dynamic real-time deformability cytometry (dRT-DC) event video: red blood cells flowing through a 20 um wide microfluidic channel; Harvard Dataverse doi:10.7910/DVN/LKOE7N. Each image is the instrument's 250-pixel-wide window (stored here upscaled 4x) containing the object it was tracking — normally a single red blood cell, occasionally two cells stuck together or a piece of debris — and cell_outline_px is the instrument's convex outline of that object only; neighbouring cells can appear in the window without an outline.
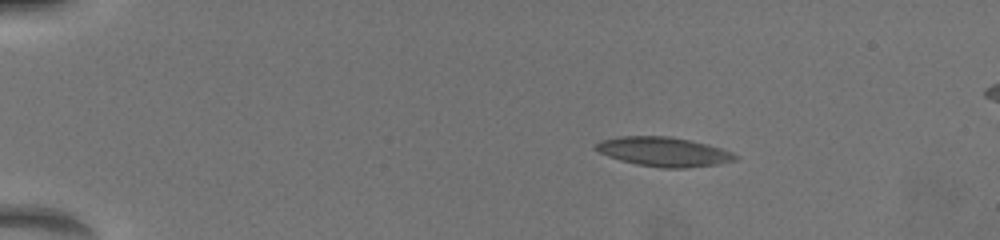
{"species": "common noctule bat (a hibernating species)", "species_latin": "Nyctalus noctula", "temperature_condition": "warm", "stored_images_in_passage": 40, "camera_frame_rate_fps": 3000, "um_per_image_px": 0.085, "animal": {"sex": "female", "body_mass_g": 19.5, "forearm_length_mm": 54.1}, "frame": {"image": 1, "passage_image": 1, "time_ms": 0.0, "image_size_px": [1000, 240], "cell_outline_px": [[740, 156], [736, 160], [716, 164], [684, 168], [664, 168], [636, 164], [620, 160], [608, 156], [592, 148], [600, 140], [620, 136], [668, 136], [692, 140], [708, 144], [732, 152]], "centroid_in_image_um": [56.41, 12.89], "position_along_channel_um": 28.6, "area_um2": 23.87}}
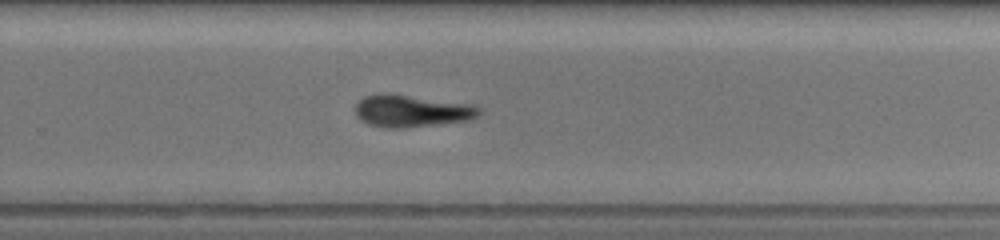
{"frame": {"image": 2, "passage_image": 25, "time_ms": 9.333, "image_size_px": [1000, 240], "cell_outline_px": [[480, 112], [476, 116], [468, 120], [408, 128], [384, 128], [368, 124], [360, 120], [356, 116], [356, 104], [364, 96], [384, 92], [472, 104], [480, 108]], "centroid_in_image_um": [34.94, 9.43], "position_along_channel_um": 294.9, "area_um2": 23.29}}
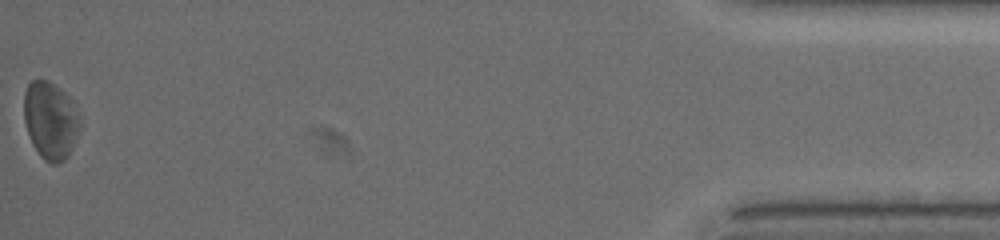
{"frame": {"image": 3, "passage_image": 40, "time_ms": 15.0, "image_size_px": [1000, 240], "cell_outline_px": [[80, 128], [76, 140], [68, 156], [64, 160], [56, 164], [52, 164], [44, 160], [40, 156], [32, 144], [24, 120], [24, 92], [28, 84], [32, 80], [48, 80], [60, 88], [72, 100], [80, 116]], "centroid_in_image_um": [4.3, 10.24], "position_along_channel_um": 430.9, "area_um2": 25.49}, "authors_computed_cell_mechanics": {"area_um2": 23.2356, "velocity_mm_per_s": 3.8808, "shape_relaxation_time_tau1_ms": 3.0339, "shape_relaxation_time_tau2_ms": 9.8368, "deformation_change_tau1": 0.1381, "deformation_change_tau2": 0.2319}}